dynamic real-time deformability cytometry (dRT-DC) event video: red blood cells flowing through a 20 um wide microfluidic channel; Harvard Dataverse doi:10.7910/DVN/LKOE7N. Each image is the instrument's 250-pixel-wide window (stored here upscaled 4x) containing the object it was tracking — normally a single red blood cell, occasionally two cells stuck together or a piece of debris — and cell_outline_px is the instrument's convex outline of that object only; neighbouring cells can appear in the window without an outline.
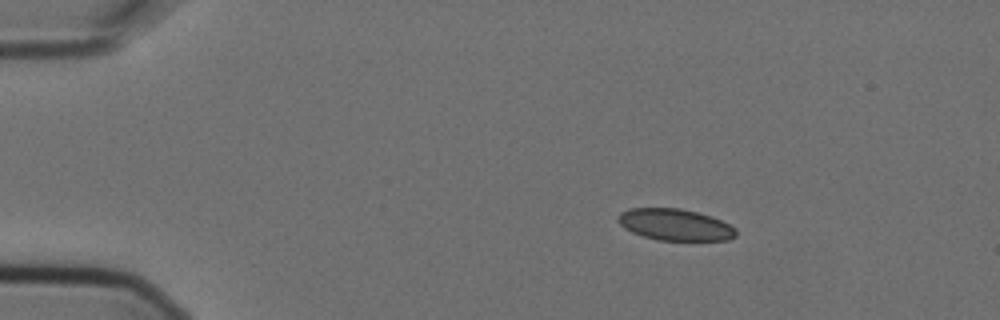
{"species": "Egyptian fruit bat (a non-hibernating species)", "species_latin": "Rousettus aegyptiacus", "temperature_condition": "cold", "stored_images_in_passage": 4, "camera_frame_rate_fps": 3000, "um_per_image_px": 0.085, "animal": {"sex": "female"}, "frame": {"image": 1, "passage_image": 2, "time_ms": 0.333, "image_size_px": [1000, 320], "cell_outline_px": [[736, 236], [728, 240], [660, 240], [644, 236], [632, 232], [624, 228], [616, 220], [616, 216], [620, 212], [628, 208], [680, 208], [712, 216], [736, 228]], "centroid_in_image_um": [57.35, 19.09], "position_along_channel_um": 27.7, "area_um2": 21.73}}